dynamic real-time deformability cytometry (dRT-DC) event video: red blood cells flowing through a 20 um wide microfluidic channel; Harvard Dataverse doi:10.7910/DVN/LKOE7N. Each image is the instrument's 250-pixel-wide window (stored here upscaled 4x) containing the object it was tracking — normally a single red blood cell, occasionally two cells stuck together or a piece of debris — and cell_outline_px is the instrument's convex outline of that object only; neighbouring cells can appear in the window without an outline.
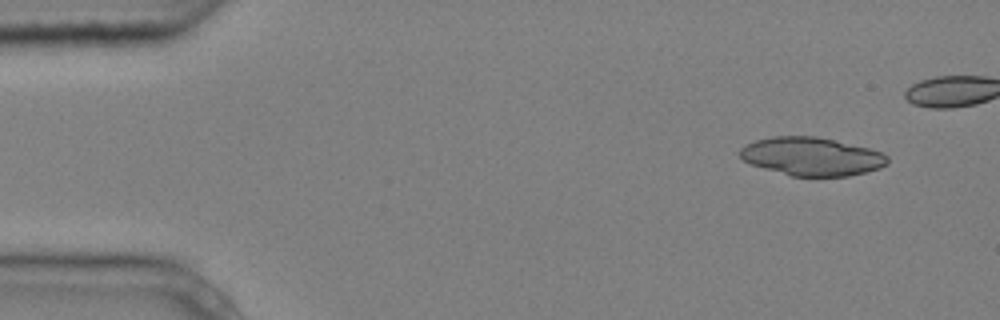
{"species": "common noctule bat (a hibernating species)", "species_latin": "Nyctalus noctula", "temperature_condition": "cold", "stored_images_in_passage": 5, "camera_frame_rate_fps": 3000, "um_per_image_px": 0.085, "animal": {"sex": "male", "body_mass_g": 20.4}, "frame": {"image": 1, "passage_image": 1, "time_ms": 0.0, "image_size_px": [1000, 320], "cell_outline_px": [[888, 164], [880, 168], [848, 176], [792, 176], [764, 168], [752, 164], [744, 160], [736, 152], [744, 144], [756, 140], [772, 136], [816, 136], [868, 148], [880, 152], [888, 156]], "centroid_in_image_um": [68.96, 13.29], "position_along_channel_um": 16.0, "area_um2": 32.83}}